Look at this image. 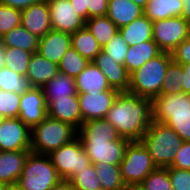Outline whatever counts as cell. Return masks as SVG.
Returning a JSON list of instances; mask_svg holds the SVG:
<instances>
[{"label": "cell", "mask_w": 190, "mask_h": 190, "mask_svg": "<svg viewBox=\"0 0 190 190\" xmlns=\"http://www.w3.org/2000/svg\"><path fill=\"white\" fill-rule=\"evenodd\" d=\"M104 119L120 137L140 141L152 122L151 99L129 91L119 92Z\"/></svg>", "instance_id": "1"}, {"label": "cell", "mask_w": 190, "mask_h": 190, "mask_svg": "<svg viewBox=\"0 0 190 190\" xmlns=\"http://www.w3.org/2000/svg\"><path fill=\"white\" fill-rule=\"evenodd\" d=\"M77 136L94 165L100 163L120 165L125 148L130 142L120 137L114 126L105 119L84 122Z\"/></svg>", "instance_id": "2"}, {"label": "cell", "mask_w": 190, "mask_h": 190, "mask_svg": "<svg viewBox=\"0 0 190 190\" xmlns=\"http://www.w3.org/2000/svg\"><path fill=\"white\" fill-rule=\"evenodd\" d=\"M140 142L148 150L154 164L166 168L172 164L183 140L171 127L152 120Z\"/></svg>", "instance_id": "3"}, {"label": "cell", "mask_w": 190, "mask_h": 190, "mask_svg": "<svg viewBox=\"0 0 190 190\" xmlns=\"http://www.w3.org/2000/svg\"><path fill=\"white\" fill-rule=\"evenodd\" d=\"M171 61V54L168 52H161L158 56L150 59L130 74L128 91L151 100L159 96L167 67Z\"/></svg>", "instance_id": "4"}, {"label": "cell", "mask_w": 190, "mask_h": 190, "mask_svg": "<svg viewBox=\"0 0 190 190\" xmlns=\"http://www.w3.org/2000/svg\"><path fill=\"white\" fill-rule=\"evenodd\" d=\"M70 124L47 116L31 129V152L48 155L77 137Z\"/></svg>", "instance_id": "5"}, {"label": "cell", "mask_w": 190, "mask_h": 190, "mask_svg": "<svg viewBox=\"0 0 190 190\" xmlns=\"http://www.w3.org/2000/svg\"><path fill=\"white\" fill-rule=\"evenodd\" d=\"M60 180L48 155L30 152L17 183L24 190H51Z\"/></svg>", "instance_id": "6"}, {"label": "cell", "mask_w": 190, "mask_h": 190, "mask_svg": "<svg viewBox=\"0 0 190 190\" xmlns=\"http://www.w3.org/2000/svg\"><path fill=\"white\" fill-rule=\"evenodd\" d=\"M119 167L126 185L141 184L157 168L148 150L140 141L128 143Z\"/></svg>", "instance_id": "7"}, {"label": "cell", "mask_w": 190, "mask_h": 190, "mask_svg": "<svg viewBox=\"0 0 190 190\" xmlns=\"http://www.w3.org/2000/svg\"><path fill=\"white\" fill-rule=\"evenodd\" d=\"M52 165L61 179L70 180L78 171L86 169L91 164L80 138L77 136L71 142L48 154Z\"/></svg>", "instance_id": "8"}, {"label": "cell", "mask_w": 190, "mask_h": 190, "mask_svg": "<svg viewBox=\"0 0 190 190\" xmlns=\"http://www.w3.org/2000/svg\"><path fill=\"white\" fill-rule=\"evenodd\" d=\"M190 22L181 16L153 21V41L162 52L171 53L183 40L189 38Z\"/></svg>", "instance_id": "9"}, {"label": "cell", "mask_w": 190, "mask_h": 190, "mask_svg": "<svg viewBox=\"0 0 190 190\" xmlns=\"http://www.w3.org/2000/svg\"><path fill=\"white\" fill-rule=\"evenodd\" d=\"M31 150V129L19 118L0 123V151Z\"/></svg>", "instance_id": "10"}, {"label": "cell", "mask_w": 190, "mask_h": 190, "mask_svg": "<svg viewBox=\"0 0 190 190\" xmlns=\"http://www.w3.org/2000/svg\"><path fill=\"white\" fill-rule=\"evenodd\" d=\"M152 120L164 123L170 117L190 116L188 95L160 94L151 100Z\"/></svg>", "instance_id": "11"}, {"label": "cell", "mask_w": 190, "mask_h": 190, "mask_svg": "<svg viewBox=\"0 0 190 190\" xmlns=\"http://www.w3.org/2000/svg\"><path fill=\"white\" fill-rule=\"evenodd\" d=\"M52 30L74 34L85 27V20L77 15L69 0H47Z\"/></svg>", "instance_id": "12"}, {"label": "cell", "mask_w": 190, "mask_h": 190, "mask_svg": "<svg viewBox=\"0 0 190 190\" xmlns=\"http://www.w3.org/2000/svg\"><path fill=\"white\" fill-rule=\"evenodd\" d=\"M47 117L46 99L42 87H31L21 95L18 118L30 129Z\"/></svg>", "instance_id": "13"}, {"label": "cell", "mask_w": 190, "mask_h": 190, "mask_svg": "<svg viewBox=\"0 0 190 190\" xmlns=\"http://www.w3.org/2000/svg\"><path fill=\"white\" fill-rule=\"evenodd\" d=\"M118 94L119 91L114 88L101 93H78L83 123L104 119Z\"/></svg>", "instance_id": "14"}, {"label": "cell", "mask_w": 190, "mask_h": 190, "mask_svg": "<svg viewBox=\"0 0 190 190\" xmlns=\"http://www.w3.org/2000/svg\"><path fill=\"white\" fill-rule=\"evenodd\" d=\"M21 25L38 39L52 30L47 0H40L21 11Z\"/></svg>", "instance_id": "15"}, {"label": "cell", "mask_w": 190, "mask_h": 190, "mask_svg": "<svg viewBox=\"0 0 190 190\" xmlns=\"http://www.w3.org/2000/svg\"><path fill=\"white\" fill-rule=\"evenodd\" d=\"M72 47L71 34L50 30L39 39L37 53L50 62L59 64L66 51Z\"/></svg>", "instance_id": "16"}, {"label": "cell", "mask_w": 190, "mask_h": 190, "mask_svg": "<svg viewBox=\"0 0 190 190\" xmlns=\"http://www.w3.org/2000/svg\"><path fill=\"white\" fill-rule=\"evenodd\" d=\"M47 116L70 124L78 131L83 124L78 96L52 101L47 106Z\"/></svg>", "instance_id": "17"}, {"label": "cell", "mask_w": 190, "mask_h": 190, "mask_svg": "<svg viewBox=\"0 0 190 190\" xmlns=\"http://www.w3.org/2000/svg\"><path fill=\"white\" fill-rule=\"evenodd\" d=\"M92 63L104 73L111 88L119 92L128 91L130 74L124 65L112 61L104 51H101Z\"/></svg>", "instance_id": "18"}, {"label": "cell", "mask_w": 190, "mask_h": 190, "mask_svg": "<svg viewBox=\"0 0 190 190\" xmlns=\"http://www.w3.org/2000/svg\"><path fill=\"white\" fill-rule=\"evenodd\" d=\"M31 150L0 151V182L17 183L22 174L25 160Z\"/></svg>", "instance_id": "19"}, {"label": "cell", "mask_w": 190, "mask_h": 190, "mask_svg": "<svg viewBox=\"0 0 190 190\" xmlns=\"http://www.w3.org/2000/svg\"><path fill=\"white\" fill-rule=\"evenodd\" d=\"M59 73L58 64L50 62L37 52L33 53L28 64L26 77L32 87H43Z\"/></svg>", "instance_id": "20"}, {"label": "cell", "mask_w": 190, "mask_h": 190, "mask_svg": "<svg viewBox=\"0 0 190 190\" xmlns=\"http://www.w3.org/2000/svg\"><path fill=\"white\" fill-rule=\"evenodd\" d=\"M78 93H101L112 89L104 73L92 62L75 77Z\"/></svg>", "instance_id": "21"}, {"label": "cell", "mask_w": 190, "mask_h": 190, "mask_svg": "<svg viewBox=\"0 0 190 190\" xmlns=\"http://www.w3.org/2000/svg\"><path fill=\"white\" fill-rule=\"evenodd\" d=\"M144 14V9L130 0H108L106 16L121 28Z\"/></svg>", "instance_id": "22"}, {"label": "cell", "mask_w": 190, "mask_h": 190, "mask_svg": "<svg viewBox=\"0 0 190 190\" xmlns=\"http://www.w3.org/2000/svg\"><path fill=\"white\" fill-rule=\"evenodd\" d=\"M42 89L47 106L56 99H63L68 96H78L75 78L62 72H59L49 82L43 85Z\"/></svg>", "instance_id": "23"}, {"label": "cell", "mask_w": 190, "mask_h": 190, "mask_svg": "<svg viewBox=\"0 0 190 190\" xmlns=\"http://www.w3.org/2000/svg\"><path fill=\"white\" fill-rule=\"evenodd\" d=\"M118 31L129 46L153 40V22L144 14L130 24L119 28Z\"/></svg>", "instance_id": "24"}, {"label": "cell", "mask_w": 190, "mask_h": 190, "mask_svg": "<svg viewBox=\"0 0 190 190\" xmlns=\"http://www.w3.org/2000/svg\"><path fill=\"white\" fill-rule=\"evenodd\" d=\"M161 52L162 51L153 40L130 46L125 58V68L128 73L131 74L150 59L158 56Z\"/></svg>", "instance_id": "25"}, {"label": "cell", "mask_w": 190, "mask_h": 190, "mask_svg": "<svg viewBox=\"0 0 190 190\" xmlns=\"http://www.w3.org/2000/svg\"><path fill=\"white\" fill-rule=\"evenodd\" d=\"M183 0H150L144 9V15L153 21L181 16Z\"/></svg>", "instance_id": "26"}, {"label": "cell", "mask_w": 190, "mask_h": 190, "mask_svg": "<svg viewBox=\"0 0 190 190\" xmlns=\"http://www.w3.org/2000/svg\"><path fill=\"white\" fill-rule=\"evenodd\" d=\"M0 40L5 48L15 47L31 53L37 52L38 49L39 39L22 25L5 33Z\"/></svg>", "instance_id": "27"}, {"label": "cell", "mask_w": 190, "mask_h": 190, "mask_svg": "<svg viewBox=\"0 0 190 190\" xmlns=\"http://www.w3.org/2000/svg\"><path fill=\"white\" fill-rule=\"evenodd\" d=\"M71 42L72 47L90 62L102 51V47L86 27L71 34Z\"/></svg>", "instance_id": "28"}, {"label": "cell", "mask_w": 190, "mask_h": 190, "mask_svg": "<svg viewBox=\"0 0 190 190\" xmlns=\"http://www.w3.org/2000/svg\"><path fill=\"white\" fill-rule=\"evenodd\" d=\"M85 27L103 48L118 32V27L105 15L91 17Z\"/></svg>", "instance_id": "29"}, {"label": "cell", "mask_w": 190, "mask_h": 190, "mask_svg": "<svg viewBox=\"0 0 190 190\" xmlns=\"http://www.w3.org/2000/svg\"><path fill=\"white\" fill-rule=\"evenodd\" d=\"M101 187L105 190H123L126 187L119 165L100 163L95 165Z\"/></svg>", "instance_id": "30"}, {"label": "cell", "mask_w": 190, "mask_h": 190, "mask_svg": "<svg viewBox=\"0 0 190 190\" xmlns=\"http://www.w3.org/2000/svg\"><path fill=\"white\" fill-rule=\"evenodd\" d=\"M29 79L7 67L0 69V89L22 95L31 88Z\"/></svg>", "instance_id": "31"}, {"label": "cell", "mask_w": 190, "mask_h": 190, "mask_svg": "<svg viewBox=\"0 0 190 190\" xmlns=\"http://www.w3.org/2000/svg\"><path fill=\"white\" fill-rule=\"evenodd\" d=\"M90 61L81 56L73 47L69 48L60 60L58 67L59 72L65 73L75 78L88 65Z\"/></svg>", "instance_id": "32"}, {"label": "cell", "mask_w": 190, "mask_h": 190, "mask_svg": "<svg viewBox=\"0 0 190 190\" xmlns=\"http://www.w3.org/2000/svg\"><path fill=\"white\" fill-rule=\"evenodd\" d=\"M76 9L77 15L87 21L91 17L105 16L108 10V0H69Z\"/></svg>", "instance_id": "33"}, {"label": "cell", "mask_w": 190, "mask_h": 190, "mask_svg": "<svg viewBox=\"0 0 190 190\" xmlns=\"http://www.w3.org/2000/svg\"><path fill=\"white\" fill-rule=\"evenodd\" d=\"M33 53L26 50L9 47L5 49V67L26 76L28 64Z\"/></svg>", "instance_id": "34"}, {"label": "cell", "mask_w": 190, "mask_h": 190, "mask_svg": "<svg viewBox=\"0 0 190 190\" xmlns=\"http://www.w3.org/2000/svg\"><path fill=\"white\" fill-rule=\"evenodd\" d=\"M69 181L76 190H96L101 187L97 170L93 163L87 166L86 169L78 171Z\"/></svg>", "instance_id": "35"}, {"label": "cell", "mask_w": 190, "mask_h": 190, "mask_svg": "<svg viewBox=\"0 0 190 190\" xmlns=\"http://www.w3.org/2000/svg\"><path fill=\"white\" fill-rule=\"evenodd\" d=\"M182 65L173 61L167 67L161 94H180L183 93L182 87Z\"/></svg>", "instance_id": "36"}, {"label": "cell", "mask_w": 190, "mask_h": 190, "mask_svg": "<svg viewBox=\"0 0 190 190\" xmlns=\"http://www.w3.org/2000/svg\"><path fill=\"white\" fill-rule=\"evenodd\" d=\"M129 45L118 31L114 37L102 48L112 61L125 66V58L129 50Z\"/></svg>", "instance_id": "37"}, {"label": "cell", "mask_w": 190, "mask_h": 190, "mask_svg": "<svg viewBox=\"0 0 190 190\" xmlns=\"http://www.w3.org/2000/svg\"><path fill=\"white\" fill-rule=\"evenodd\" d=\"M145 190H173L168 169L157 167L141 183Z\"/></svg>", "instance_id": "38"}, {"label": "cell", "mask_w": 190, "mask_h": 190, "mask_svg": "<svg viewBox=\"0 0 190 190\" xmlns=\"http://www.w3.org/2000/svg\"><path fill=\"white\" fill-rule=\"evenodd\" d=\"M21 95L0 89V115L3 118H18Z\"/></svg>", "instance_id": "39"}, {"label": "cell", "mask_w": 190, "mask_h": 190, "mask_svg": "<svg viewBox=\"0 0 190 190\" xmlns=\"http://www.w3.org/2000/svg\"><path fill=\"white\" fill-rule=\"evenodd\" d=\"M21 11L0 4V38L10 30L21 25Z\"/></svg>", "instance_id": "40"}, {"label": "cell", "mask_w": 190, "mask_h": 190, "mask_svg": "<svg viewBox=\"0 0 190 190\" xmlns=\"http://www.w3.org/2000/svg\"><path fill=\"white\" fill-rule=\"evenodd\" d=\"M166 168L173 190H190V170Z\"/></svg>", "instance_id": "41"}, {"label": "cell", "mask_w": 190, "mask_h": 190, "mask_svg": "<svg viewBox=\"0 0 190 190\" xmlns=\"http://www.w3.org/2000/svg\"><path fill=\"white\" fill-rule=\"evenodd\" d=\"M164 124L171 127L183 141H190V116L170 117Z\"/></svg>", "instance_id": "42"}, {"label": "cell", "mask_w": 190, "mask_h": 190, "mask_svg": "<svg viewBox=\"0 0 190 190\" xmlns=\"http://www.w3.org/2000/svg\"><path fill=\"white\" fill-rule=\"evenodd\" d=\"M171 168L190 170V141H183L181 147L176 150Z\"/></svg>", "instance_id": "43"}, {"label": "cell", "mask_w": 190, "mask_h": 190, "mask_svg": "<svg viewBox=\"0 0 190 190\" xmlns=\"http://www.w3.org/2000/svg\"><path fill=\"white\" fill-rule=\"evenodd\" d=\"M172 61L181 65L190 63V38L183 40L171 51Z\"/></svg>", "instance_id": "44"}, {"label": "cell", "mask_w": 190, "mask_h": 190, "mask_svg": "<svg viewBox=\"0 0 190 190\" xmlns=\"http://www.w3.org/2000/svg\"><path fill=\"white\" fill-rule=\"evenodd\" d=\"M39 1L40 0H0V4L22 11Z\"/></svg>", "instance_id": "45"}, {"label": "cell", "mask_w": 190, "mask_h": 190, "mask_svg": "<svg viewBox=\"0 0 190 190\" xmlns=\"http://www.w3.org/2000/svg\"><path fill=\"white\" fill-rule=\"evenodd\" d=\"M182 87L183 93H190V63L186 65H182Z\"/></svg>", "instance_id": "46"}, {"label": "cell", "mask_w": 190, "mask_h": 190, "mask_svg": "<svg viewBox=\"0 0 190 190\" xmlns=\"http://www.w3.org/2000/svg\"><path fill=\"white\" fill-rule=\"evenodd\" d=\"M51 190H76L69 180L61 179Z\"/></svg>", "instance_id": "47"}, {"label": "cell", "mask_w": 190, "mask_h": 190, "mask_svg": "<svg viewBox=\"0 0 190 190\" xmlns=\"http://www.w3.org/2000/svg\"><path fill=\"white\" fill-rule=\"evenodd\" d=\"M184 7L181 13V17L190 22V0H183Z\"/></svg>", "instance_id": "48"}, {"label": "cell", "mask_w": 190, "mask_h": 190, "mask_svg": "<svg viewBox=\"0 0 190 190\" xmlns=\"http://www.w3.org/2000/svg\"><path fill=\"white\" fill-rule=\"evenodd\" d=\"M5 49L0 40V69L5 66Z\"/></svg>", "instance_id": "49"}, {"label": "cell", "mask_w": 190, "mask_h": 190, "mask_svg": "<svg viewBox=\"0 0 190 190\" xmlns=\"http://www.w3.org/2000/svg\"><path fill=\"white\" fill-rule=\"evenodd\" d=\"M4 190H24L18 183L7 184Z\"/></svg>", "instance_id": "50"}, {"label": "cell", "mask_w": 190, "mask_h": 190, "mask_svg": "<svg viewBox=\"0 0 190 190\" xmlns=\"http://www.w3.org/2000/svg\"><path fill=\"white\" fill-rule=\"evenodd\" d=\"M130 1L135 3L136 5L140 6L142 9H145L147 6V3L150 0H130Z\"/></svg>", "instance_id": "51"}, {"label": "cell", "mask_w": 190, "mask_h": 190, "mask_svg": "<svg viewBox=\"0 0 190 190\" xmlns=\"http://www.w3.org/2000/svg\"><path fill=\"white\" fill-rule=\"evenodd\" d=\"M123 190H145L141 184L136 185H126V187Z\"/></svg>", "instance_id": "52"}, {"label": "cell", "mask_w": 190, "mask_h": 190, "mask_svg": "<svg viewBox=\"0 0 190 190\" xmlns=\"http://www.w3.org/2000/svg\"><path fill=\"white\" fill-rule=\"evenodd\" d=\"M5 186H6L5 184H3V183L0 182V190H4Z\"/></svg>", "instance_id": "53"}, {"label": "cell", "mask_w": 190, "mask_h": 190, "mask_svg": "<svg viewBox=\"0 0 190 190\" xmlns=\"http://www.w3.org/2000/svg\"><path fill=\"white\" fill-rule=\"evenodd\" d=\"M3 119H4L3 116L0 115V123L2 122Z\"/></svg>", "instance_id": "54"}, {"label": "cell", "mask_w": 190, "mask_h": 190, "mask_svg": "<svg viewBox=\"0 0 190 190\" xmlns=\"http://www.w3.org/2000/svg\"><path fill=\"white\" fill-rule=\"evenodd\" d=\"M96 190H105L104 188L100 187V188H97Z\"/></svg>", "instance_id": "55"}, {"label": "cell", "mask_w": 190, "mask_h": 190, "mask_svg": "<svg viewBox=\"0 0 190 190\" xmlns=\"http://www.w3.org/2000/svg\"><path fill=\"white\" fill-rule=\"evenodd\" d=\"M188 95V100H189V103H190V93L189 94H187Z\"/></svg>", "instance_id": "56"}]
</instances>
